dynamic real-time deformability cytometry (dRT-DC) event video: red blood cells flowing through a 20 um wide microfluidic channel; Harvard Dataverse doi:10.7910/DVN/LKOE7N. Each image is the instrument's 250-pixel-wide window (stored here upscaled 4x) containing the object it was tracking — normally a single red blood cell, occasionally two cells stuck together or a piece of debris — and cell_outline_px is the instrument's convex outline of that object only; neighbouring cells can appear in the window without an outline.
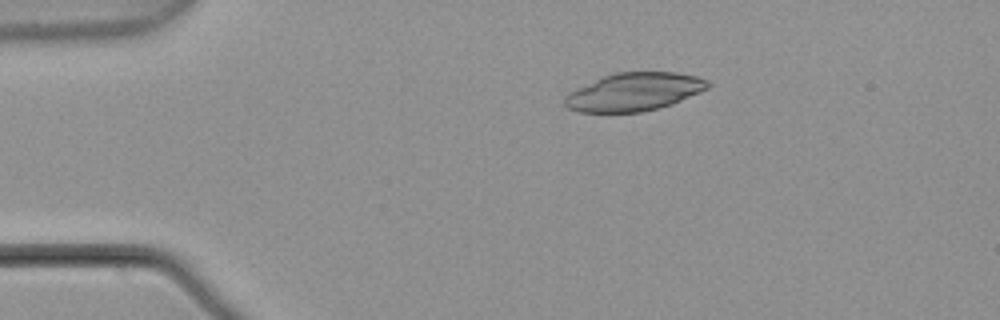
{"species": "common noctule bat (a hibernating species)", "species_latin": "Nyctalus noctula", "temperature_condition": "warm", "stored_images_in_passage": 4, "camera_frame_rate_fps": 3000, "um_per_image_px": 0.085, "animal": {"sex": "male", "body_mass_g": 21.5, "forearm_length_mm": 52.0}, "frame": {"image": 1, "passage_image": 3, "time_ms": 0.667, "image_size_px": [1000, 320], "cell_outline_px": [[712, 84], [708, 88], [700, 92], [672, 104], [640, 112], [580, 112], [568, 108], [564, 104], [564, 96], [568, 92], [576, 88], [604, 76], [616, 72], [676, 72], [696, 76], [708, 80]], "centroid_in_image_um": [53.9, 7.8], "position_along_channel_um": 31.1, "area_um2": 31.67}}